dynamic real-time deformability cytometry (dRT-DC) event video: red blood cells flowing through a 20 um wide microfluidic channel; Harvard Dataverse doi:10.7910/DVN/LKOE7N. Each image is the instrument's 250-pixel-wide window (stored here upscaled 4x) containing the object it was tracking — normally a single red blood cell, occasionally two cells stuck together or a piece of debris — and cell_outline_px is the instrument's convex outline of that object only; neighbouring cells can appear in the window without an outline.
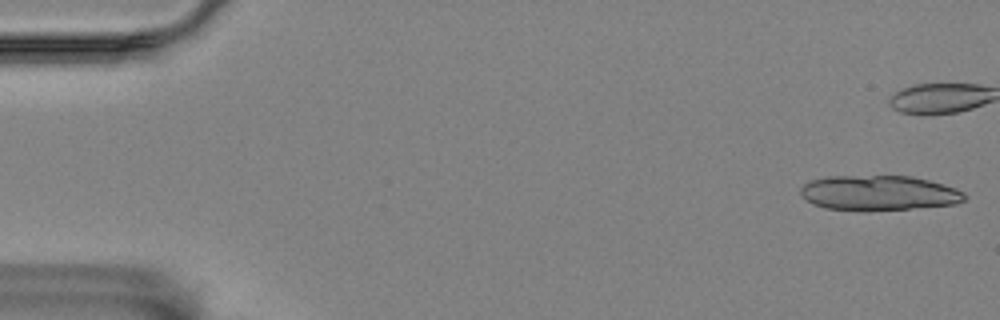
{"species": "Egyptian fruit bat (a non-hibernating species)", "species_latin": "Rousettus aegyptiacus", "temperature_condition": "room temperature", "stored_images_in_passage": 57, "camera_frame_rate_fps": 3000, "um_per_image_px": 0.085, "animal": {"sex": "female"}, "frame": {"image": 1, "passage_image": 1, "time_ms": 0.0, "image_size_px": [1000, 320], "cell_outline_px": [[968, 196], [964, 200], [956, 204], [868, 212], [860, 212], [824, 208], [812, 204], [800, 196], [800, 188], [804, 184], [812, 180], [828, 176], [912, 176], [928, 180], [956, 188], [964, 192]], "centroid_in_image_um": [74.67, 16.42], "position_along_channel_um": 10.3, "area_um2": 34.04}}
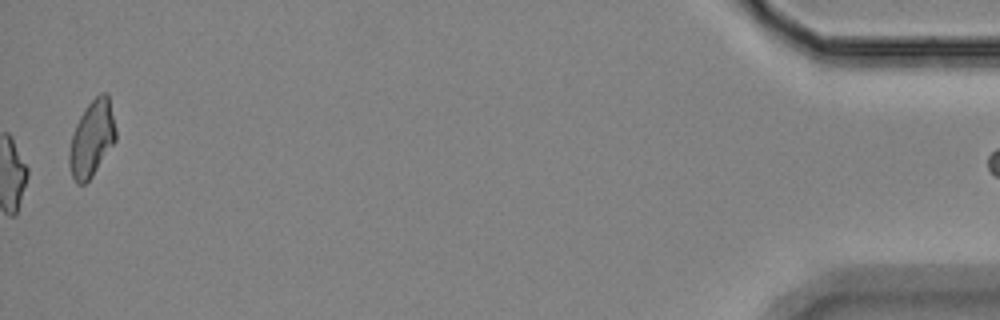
{"frame": {"image": 2, "passage_image": 57, "time_ms": 18.667, "image_size_px": [1000, 320], "cell_outline_px": [[116, 140], [92, 176], [84, 184], [76, 184], [72, 176], [68, 164], [68, 152], [72, 136], [76, 124], [84, 108], [100, 92], [108, 92], [116, 128]], "centroid_in_image_um": [7.8, 11.77], "position_along_channel_um": 427.4, "area_um2": 20.69}}